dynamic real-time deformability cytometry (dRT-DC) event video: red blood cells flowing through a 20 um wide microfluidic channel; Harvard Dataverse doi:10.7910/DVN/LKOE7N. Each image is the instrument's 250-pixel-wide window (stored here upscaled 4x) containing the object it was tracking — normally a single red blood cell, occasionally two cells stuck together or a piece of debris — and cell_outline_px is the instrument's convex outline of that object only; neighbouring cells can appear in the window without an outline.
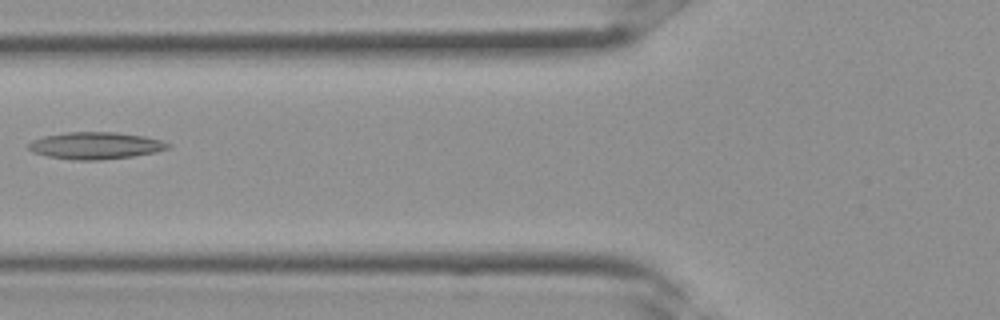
{"species": "Egyptian fruit bat (a non-hibernating species)", "species_latin": "Rousettus aegyptiacus", "temperature_condition": "room temperature", "stored_images_in_passage": 28, "camera_frame_rate_fps": 3000, "um_per_image_px": 0.085, "frame": {"image": 1, "passage_image": 8, "time_ms": 2.333, "image_size_px": [1000, 320], "cell_outline_px": [[172, 148], [156, 152], [132, 156], [100, 160], [76, 160], [48, 156], [32, 152], [28, 148], [28, 144], [32, 140], [44, 136], [68, 132], [116, 132], [144, 136], [160, 140], [172, 144]], "centroid_in_image_um": [8.15, 12.37], "position_along_channel_um": 117.7, "area_um2": 21.96}}
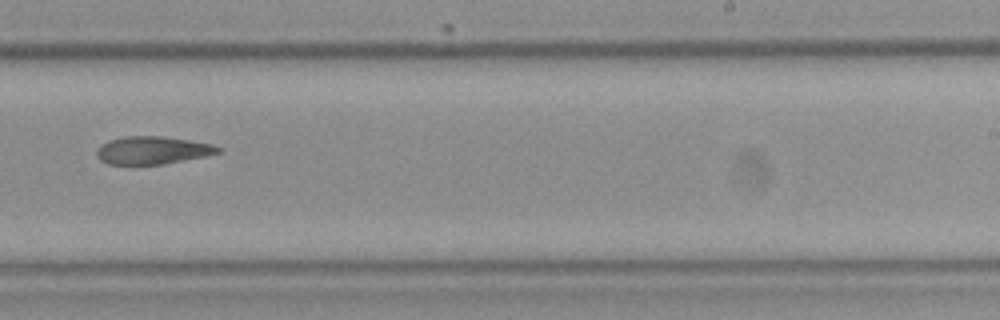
{"frame": {"image": 2, "passage_image": 16, "time_ms": 5.0, "image_size_px": [1000, 320], "cell_outline_px": [[224, 152], [208, 156], [164, 164], [132, 168], [108, 164], [100, 160], [96, 156], [96, 148], [108, 140], [124, 136], [164, 136], [212, 144], [220, 148]], "centroid_in_image_um": [12.92, 12.82], "position_along_channel_um": 276.1, "area_um2": 20.69}}
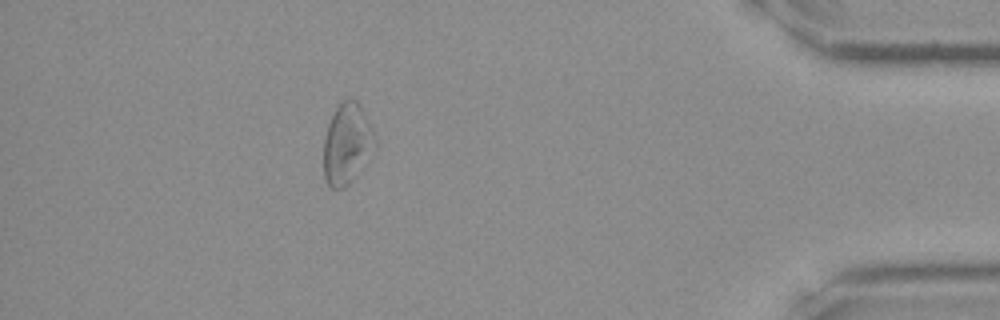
{"frame": {"image": 3, "passage_image": 25, "time_ms": 8.0, "image_size_px": [1000, 320], "cell_outline_px": [[376, 148], [356, 176], [344, 188], [332, 188], [324, 180], [324, 136], [328, 124], [336, 108], [344, 100], [356, 100], [360, 104], [372, 128], [376, 140]], "centroid_in_image_um": [29.5, 12.25], "position_along_channel_um": 405.7, "area_um2": 24.1}}